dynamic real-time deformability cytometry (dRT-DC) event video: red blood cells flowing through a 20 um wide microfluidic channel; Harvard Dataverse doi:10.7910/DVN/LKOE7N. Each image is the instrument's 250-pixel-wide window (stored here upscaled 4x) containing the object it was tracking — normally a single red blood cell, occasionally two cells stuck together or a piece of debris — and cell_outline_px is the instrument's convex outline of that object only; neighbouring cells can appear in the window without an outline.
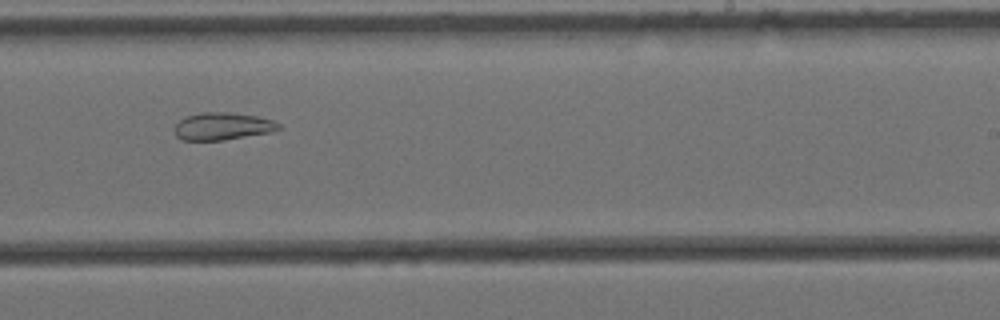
{"species": "Egyptian fruit bat (a non-hibernating species)", "species_latin": "Rousettus aegyptiacus", "temperature_condition": "cold", "stored_images_in_passage": 10, "camera_frame_rate_fps": 3000, "um_per_image_px": 0.085, "animal": {"sex": "female"}, "frame": {"image": 1, "passage_image": 10, "time_ms": 3.0, "image_size_px": [1000, 320], "cell_outline_px": [[280, 128], [272, 132], [224, 140], [180, 140], [176, 136], [176, 124], [184, 116], [204, 112], [228, 112], [256, 116], [272, 120], [280, 124]], "centroid_in_image_um": [18.91, 10.73], "position_along_channel_um": 270.1, "area_um2": 16.59}}